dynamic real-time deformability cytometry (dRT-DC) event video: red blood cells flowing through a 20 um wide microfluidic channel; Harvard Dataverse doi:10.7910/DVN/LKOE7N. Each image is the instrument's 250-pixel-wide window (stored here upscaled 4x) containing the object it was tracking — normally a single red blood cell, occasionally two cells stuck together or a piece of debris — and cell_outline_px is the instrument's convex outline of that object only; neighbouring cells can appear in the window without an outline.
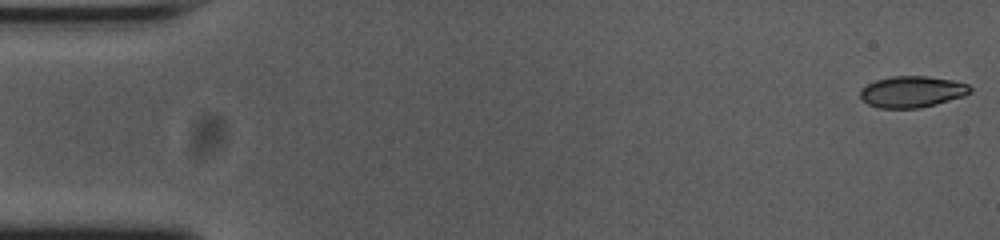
{"species": "common noctule bat (a hibernating species)", "species_latin": "Nyctalus noctula", "temperature_condition": "cold", "stored_images_in_passage": 54, "camera_frame_rate_fps": 3000, "um_per_image_px": 0.085, "animal": {"sex": "female", "body_mass_g": 23.0, "forearm_length_mm": 53.4}, "frame": {"image": 1, "passage_image": 1, "time_ms": 0.0, "image_size_px": [1000, 240], "cell_outline_px": [[972, 92], [964, 96], [936, 104], [920, 108], [880, 108], [868, 104], [860, 96], [860, 92], [868, 84], [876, 80], [892, 76], [928, 76], [952, 80], [968, 84], [972, 88]], "centroid_in_image_um": [77.57, 7.8], "position_along_channel_um": 7.4, "area_um2": 20.0}}
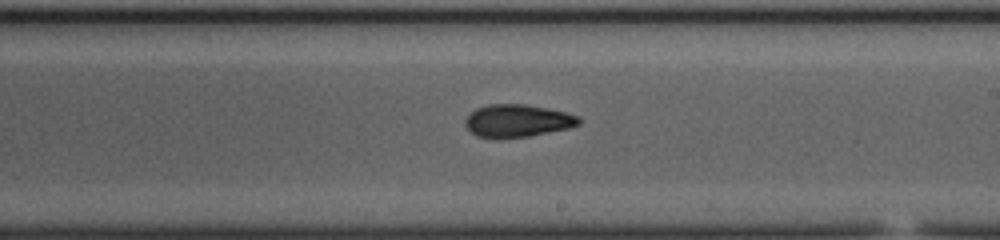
{"frame": {"image": 2, "passage_image": 31, "time_ms": 10.0, "image_size_px": [1000, 240], "cell_outline_px": [[580, 124], [568, 128], [528, 136], [476, 136], [464, 124], [464, 120], [476, 108], [488, 104], [524, 104], [548, 108], [580, 116]], "centroid_in_image_um": [44.0, 10.23], "position_along_channel_um": 245.0, "area_um2": 21.04}}
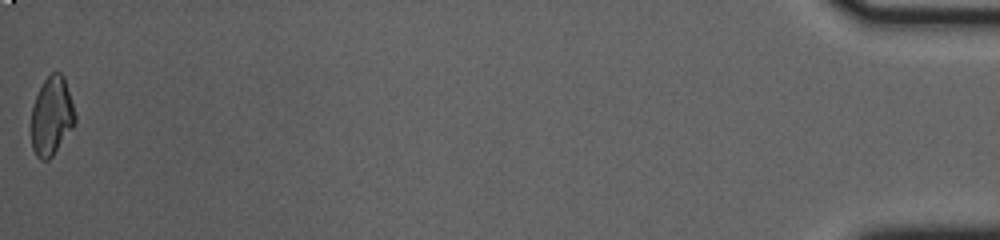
{"frame": {"image": 3, "passage_image": 54, "time_ms": 17.667, "image_size_px": [1000, 240], "cell_outline_px": [[76, 124], [52, 156], [48, 160], [40, 160], [36, 156], [32, 148], [32, 108], [36, 96], [44, 80], [52, 72], [60, 72], [64, 76], [76, 116]], "centroid_in_image_um": [4.4, 9.88], "position_along_channel_um": 430.8, "area_um2": 20.0}, "authors_computed_cell_mechanics": {"area_um2": 21.097, "velocity_mm_per_s": 3.7552, "shape_relaxation_time_tau1_ms": 6.4432, "shape_relaxation_time_tau2_ms": 2.0294, "deformation_change_tau1": 0.1766, "deformation_change_tau2": 0.0607}}